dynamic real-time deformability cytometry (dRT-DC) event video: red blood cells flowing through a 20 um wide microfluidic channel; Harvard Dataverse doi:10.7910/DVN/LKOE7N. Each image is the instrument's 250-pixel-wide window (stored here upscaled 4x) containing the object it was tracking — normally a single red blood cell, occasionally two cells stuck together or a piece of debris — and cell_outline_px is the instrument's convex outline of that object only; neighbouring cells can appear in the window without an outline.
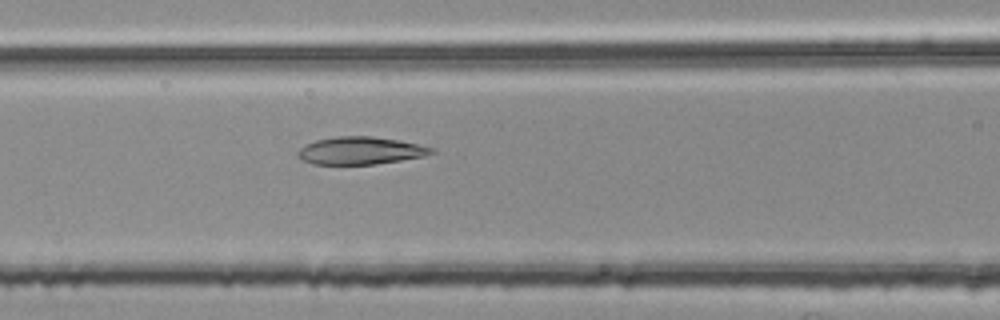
{"species": "common noctule bat (a hibernating species)", "species_latin": "Nyctalus noctula", "temperature_condition": "room temperature", "stored_images_in_passage": 42, "camera_frame_rate_fps": 3000, "um_per_image_px": 0.085, "animal": {"sex": "female", "body_mass_g": 25.1}, "frame": {"image": 1, "passage_image": 11, "time_ms": 3.333, "image_size_px": [1000, 320], "cell_outline_px": [[436, 152], [424, 156], [376, 164], [312, 164], [304, 160], [296, 152], [304, 144], [316, 140], [336, 136], [372, 136], [400, 140], [432, 148]], "centroid_in_image_um": [30.62, 12.79], "position_along_channel_um": 136.0, "area_um2": 21.33}}
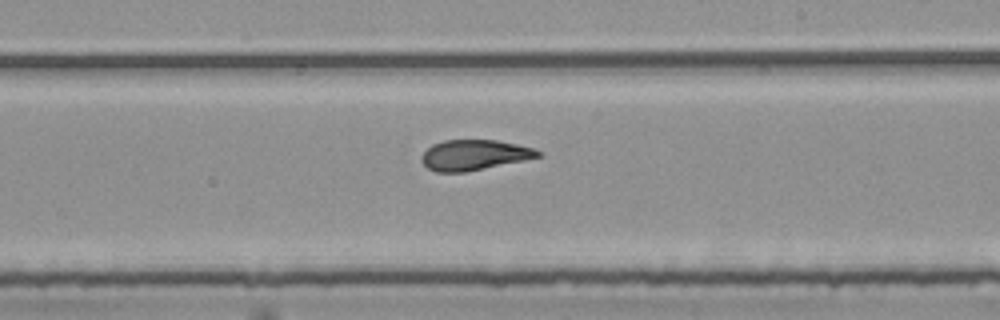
{"frame": {"image": 2, "passage_image": 20, "time_ms": 6.333, "image_size_px": [1000, 320], "cell_outline_px": [[544, 152], [540, 156], [524, 160], [464, 172], [436, 172], [428, 168], [420, 160], [420, 156], [432, 144], [444, 140], [496, 140], [516, 144], [532, 148]], "centroid_in_image_um": [40.28, 13.17], "position_along_channel_um": 248.7, "area_um2": 20.46}}
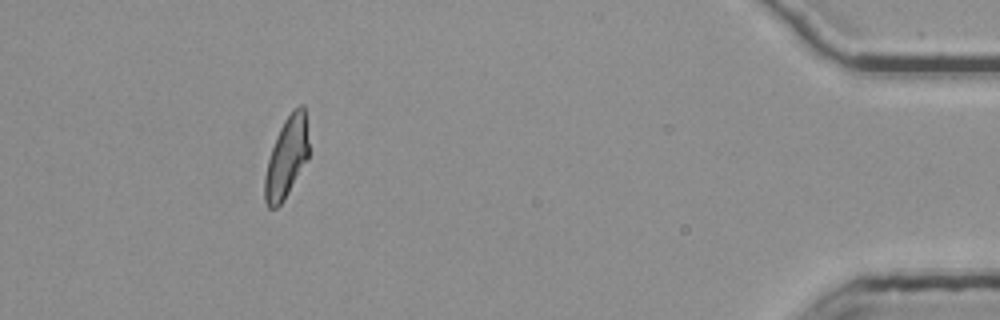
{"frame": {"image": 3, "passage_image": 38, "time_ms": 12.333, "image_size_px": [1000, 320], "cell_outline_px": [[308, 160], [288, 192], [280, 204], [276, 208], [268, 208], [264, 200], [264, 176], [268, 160], [276, 136], [284, 120], [292, 108], [300, 104], [304, 104], [308, 144]], "centroid_in_image_um": [24.35, 13.37], "position_along_channel_um": 410.9, "area_um2": 20.63}, "authors_computed_cell_mechanics": {"area_um2": 21.4727, "velocity_mm_per_s": 3.7583, "shape_relaxation_time_tau1_ms": null, "shape_relaxation_time_tau2_ms": 2.0552, "deformation_change_tau1": null, "deformation_change_tau2": 0.0877}}